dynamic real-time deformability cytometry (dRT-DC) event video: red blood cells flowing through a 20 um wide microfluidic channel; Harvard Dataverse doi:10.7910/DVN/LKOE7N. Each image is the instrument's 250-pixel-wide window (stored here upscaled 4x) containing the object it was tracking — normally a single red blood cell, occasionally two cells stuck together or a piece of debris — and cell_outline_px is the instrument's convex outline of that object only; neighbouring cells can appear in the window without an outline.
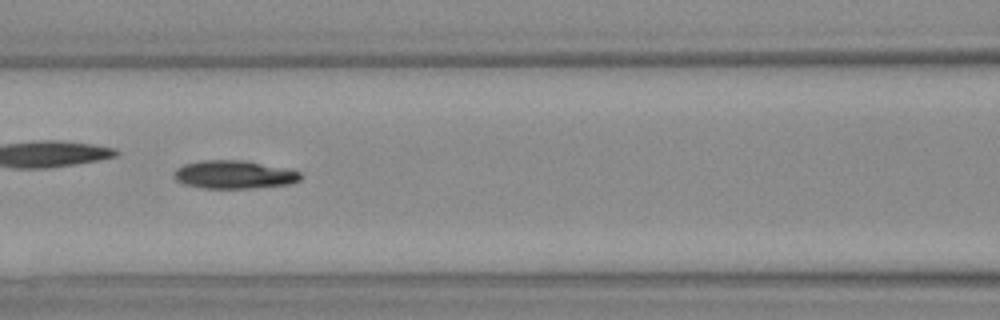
{"species": "Egyptian fruit bat (a non-hibernating species)", "species_latin": "Rousettus aegyptiacus", "temperature_condition": "warm", "stored_images_in_passage": 38, "camera_frame_rate_fps": 3000, "um_per_image_px": 0.085, "animal": {"sex": "female"}, "frame": {"image": 1, "passage_image": 17, "time_ms": 5.333, "image_size_px": [1000, 320], "cell_outline_px": [[300, 180], [288, 184], [248, 188], [204, 188], [184, 184], [176, 180], [172, 176], [172, 172], [176, 168], [184, 164], [200, 160], [244, 160], [284, 168], [300, 172]], "centroid_in_image_um": [19.82, 14.83], "position_along_channel_um": 146.8, "area_um2": 20.69}}